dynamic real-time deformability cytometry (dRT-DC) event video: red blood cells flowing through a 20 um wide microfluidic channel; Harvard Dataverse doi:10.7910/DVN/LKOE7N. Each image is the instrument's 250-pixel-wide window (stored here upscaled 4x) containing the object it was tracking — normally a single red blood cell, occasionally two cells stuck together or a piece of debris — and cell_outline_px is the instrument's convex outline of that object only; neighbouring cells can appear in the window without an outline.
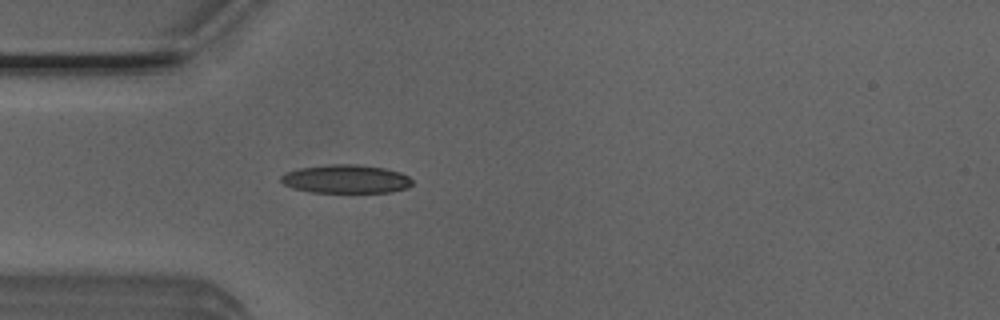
{"species": "Egyptian fruit bat (a non-hibernating species)", "species_latin": "Rousettus aegyptiacus", "temperature_condition": "room temperature", "stored_images_in_passage": 4, "camera_frame_rate_fps": 3000, "um_per_image_px": 0.085, "animal": {"sex": "male"}, "frame": {"image": 1, "passage_image": 4, "time_ms": 1.0, "image_size_px": [1000, 320], "cell_outline_px": [[412, 184], [408, 188], [392, 192], [312, 192], [292, 188], [284, 184], [280, 180], [280, 176], [288, 172], [300, 168], [332, 164], [356, 164], [384, 168], [400, 172], [408, 176], [412, 180]], "centroid_in_image_um": [29.43, 15.22], "position_along_channel_um": 55.6, "area_um2": 21.73}}